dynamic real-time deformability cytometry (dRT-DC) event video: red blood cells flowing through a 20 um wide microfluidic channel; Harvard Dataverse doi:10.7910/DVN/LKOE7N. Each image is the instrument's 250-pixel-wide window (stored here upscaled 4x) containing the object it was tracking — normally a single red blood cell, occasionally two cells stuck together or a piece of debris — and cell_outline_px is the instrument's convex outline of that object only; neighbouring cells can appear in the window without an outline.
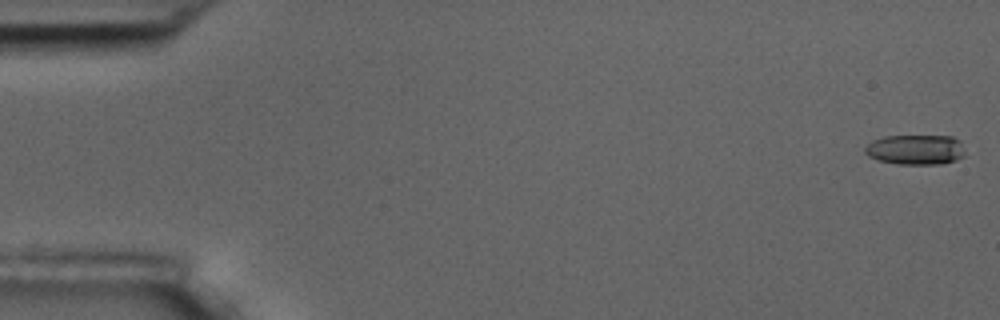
{"species": "common noctule bat (a hibernating species)", "species_latin": "Nyctalus noctula", "temperature_condition": "room temperature", "stored_images_in_passage": 56, "camera_frame_rate_fps": 3000, "um_per_image_px": 0.085, "animal": {"sex": "male", "body_mass_g": 17.5, "forearm_length_mm": 52.3}, "frame": {"image": 1, "passage_image": 1, "time_ms": 0.0, "image_size_px": [1000, 320], "cell_outline_px": [[964, 156], [956, 160], [940, 164], [896, 164], [880, 160], [868, 156], [864, 152], [864, 148], [872, 140], [884, 136], [952, 136], [960, 140], [964, 152]], "centroid_in_image_um": [77.82, 12.71], "position_along_channel_um": 7.2, "area_um2": 17.57}}
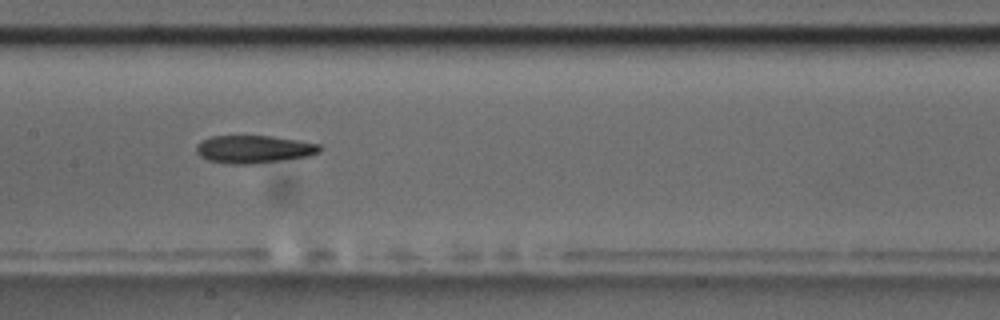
{"frame": {"image": 2, "passage_image": 28, "time_ms": 9.0, "image_size_px": [1000, 320], "cell_outline_px": [[320, 152], [308, 156], [252, 164], [232, 164], [208, 160], [200, 156], [196, 152], [196, 144], [200, 140], [212, 136], [272, 136], [320, 144]], "centroid_in_image_um": [21.53, 12.68], "position_along_channel_um": 185.9, "area_um2": 19.88}}
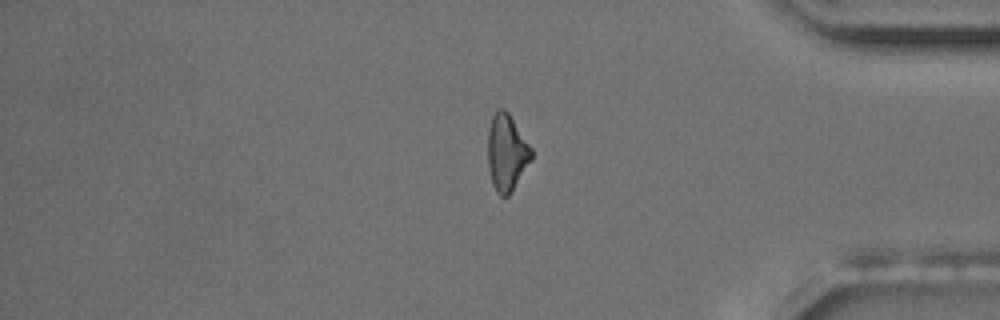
{"frame": {"image": 3, "passage_image": 47, "time_ms": 15.333, "image_size_px": [1000, 320], "cell_outline_px": [[532, 160], [508, 196], [500, 196], [496, 192], [492, 184], [488, 168], [488, 128], [492, 116], [496, 108], [504, 108], [508, 112], [532, 148]], "centroid_in_image_um": [43.06, 12.95], "position_along_channel_um": 392.1, "area_um2": 19.59}, "authors_computed_cell_mechanics": {"area_um2": 19.7098, "velocity_mm_per_s": 3.6267, "shape_relaxation_time_tau1_ms": 5.6025, "shape_relaxation_time_tau2_ms": 6.3891, "deformation_change_tau1": 0.1715, "deformation_change_tau2": 0.1802}}